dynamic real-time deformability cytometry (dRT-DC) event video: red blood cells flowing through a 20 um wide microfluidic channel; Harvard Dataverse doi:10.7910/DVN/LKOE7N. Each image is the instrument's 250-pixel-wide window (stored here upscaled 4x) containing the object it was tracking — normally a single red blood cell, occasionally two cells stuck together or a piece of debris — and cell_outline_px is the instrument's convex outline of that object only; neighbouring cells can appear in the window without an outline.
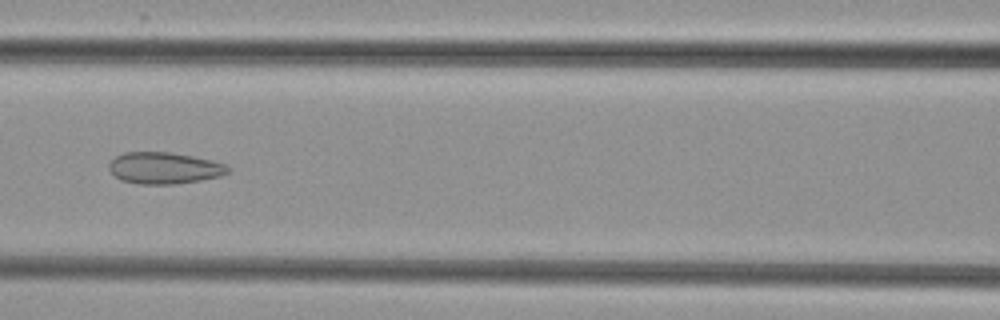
{"species": "common noctule bat (a hibernating species)", "species_latin": "Nyctalus noctula", "temperature_condition": "cold", "stored_images_in_passage": 7, "camera_frame_rate_fps": 3000, "um_per_image_px": 0.085, "animal": {"sex": "female", "body_mass_g": 29.2, "forearm_length_mm": 56.3}, "frame": {"image": 1, "passage_image": 7, "time_ms": 7.0, "image_size_px": [1000, 320], "cell_outline_px": [[228, 172], [220, 176], [200, 180], [176, 184], [140, 184], [120, 180], [108, 168], [108, 164], [116, 156], [124, 152], [172, 152], [212, 160], [224, 164], [228, 168]], "centroid_in_image_um": [13.93, 14.28], "position_along_channel_um": 152.7, "area_um2": 21.79}}